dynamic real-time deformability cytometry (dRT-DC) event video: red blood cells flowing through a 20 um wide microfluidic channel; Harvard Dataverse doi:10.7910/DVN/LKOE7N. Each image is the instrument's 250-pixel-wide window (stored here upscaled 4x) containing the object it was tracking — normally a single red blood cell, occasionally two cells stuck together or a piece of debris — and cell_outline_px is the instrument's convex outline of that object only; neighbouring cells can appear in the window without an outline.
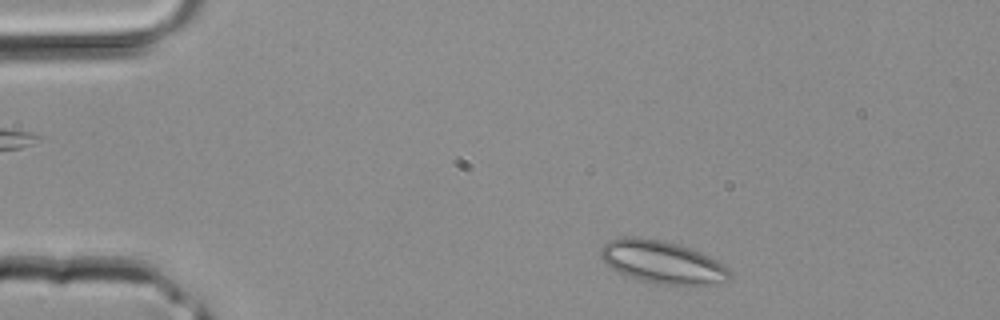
{"species": "common noctule bat (a hibernating species)", "species_latin": "Nyctalus noctula", "temperature_condition": "room temperature", "stored_images_in_passage": 34, "camera_frame_rate_fps": 3000, "um_per_image_px": 0.085, "animal": {"sex": "male", "body_mass_g": 20.4}, "frame": {"image": 1, "passage_image": 2, "time_ms": 0.333, "image_size_px": [1000, 320], "cell_outline_px": [[732, 276], [728, 280], [720, 284], [656, 284], [640, 280], [620, 272], [604, 264], [600, 256], [600, 248], [608, 240], [620, 236], [640, 236], [664, 240], [692, 248], [724, 264], [728, 268]], "centroid_in_image_um": [56.27, 22.25], "position_along_channel_um": 28.7, "area_um2": 32.43}}
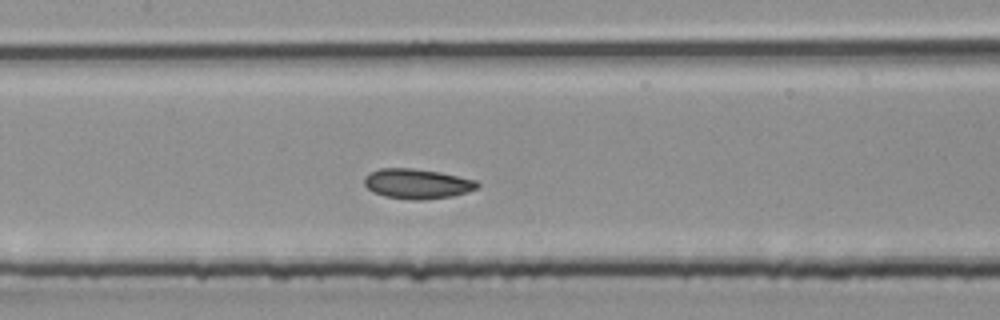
{"frame": {"image": 2, "passage_image": 14, "time_ms": 4.333, "image_size_px": [1000, 320], "cell_outline_px": [[480, 188], [468, 192], [452, 196], [424, 200], [412, 200], [384, 196], [372, 192], [364, 184], [364, 176], [380, 168], [412, 168], [440, 172], [476, 180], [480, 184]], "centroid_in_image_um": [35.48, 15.62], "position_along_channel_um": 171.9, "area_um2": 19.88}}
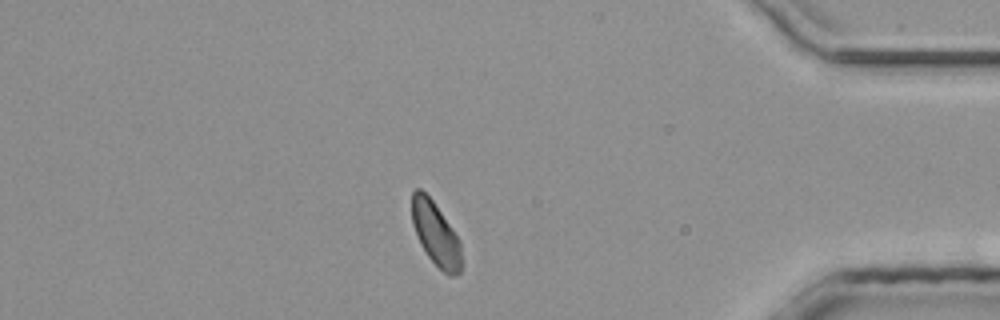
{"frame": {"image": 3, "passage_image": 29, "time_ms": 9.333, "image_size_px": [1000, 320], "cell_outline_px": [[460, 272], [456, 276], [448, 276], [428, 256], [420, 244], [412, 224], [412, 192], [416, 188], [420, 188], [432, 200], [460, 240]], "centroid_in_image_um": [37.01, 19.88], "position_along_channel_um": 398.2, "area_um2": 18.03}}